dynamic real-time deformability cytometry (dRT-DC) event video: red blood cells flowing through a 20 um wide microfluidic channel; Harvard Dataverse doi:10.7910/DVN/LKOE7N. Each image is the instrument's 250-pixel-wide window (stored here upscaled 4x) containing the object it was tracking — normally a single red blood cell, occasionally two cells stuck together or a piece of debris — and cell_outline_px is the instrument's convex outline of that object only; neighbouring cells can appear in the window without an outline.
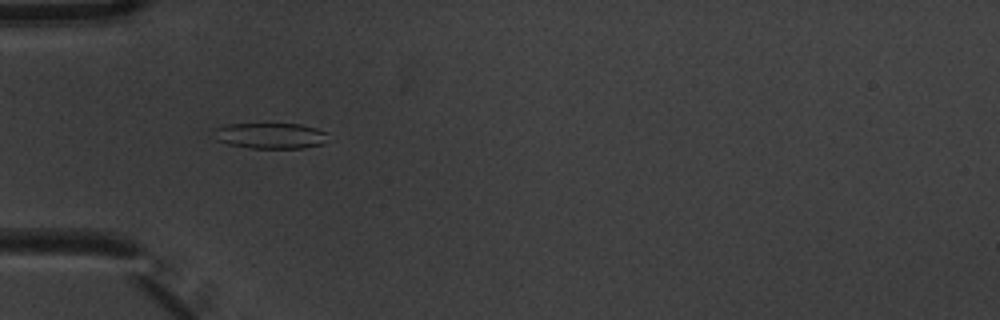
{"species": "common noctule bat (a hibernating species)", "species_latin": "Nyctalus noctula", "temperature_condition": "warm", "stored_images_in_passage": 6, "camera_frame_rate_fps": 3000, "um_per_image_px": 0.085, "animal": {"sex": "male", "body_mass_g": 20.1, "forearm_length_mm": 53.5}, "frame": {"image": 1, "passage_image": 3, "time_ms": 0.667, "image_size_px": [1000, 320], "cell_outline_px": [[328, 132], [324, 144], [304, 148], [248, 148], [228, 144], [216, 140], [212, 128], [228, 124], [300, 124], [316, 128]], "centroid_in_image_um": [22.97, 11.54], "position_along_channel_um": 62.0, "area_um2": 17.34}}
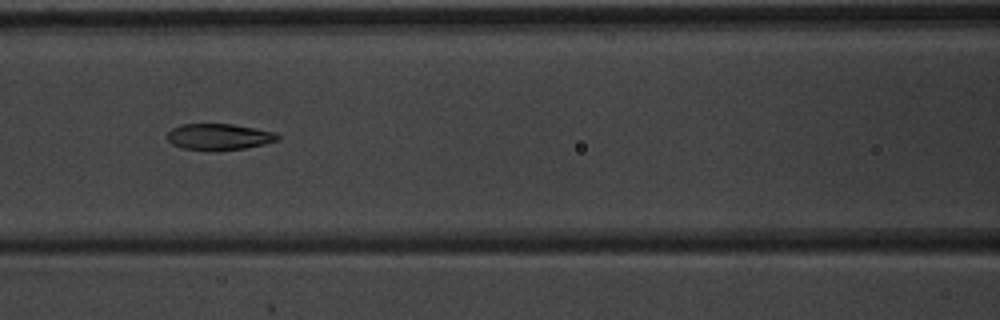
{"frame": {"image": 2, "passage_image": 5, "time_ms": 1.333, "image_size_px": [1000, 320], "cell_outline_px": [[280, 136], [276, 140], [264, 144], [244, 148], [216, 152], [180, 148], [172, 144], [168, 140], [168, 132], [172, 128], [180, 124], [232, 124], [276, 132]], "centroid_in_image_um": [18.58, 11.64], "position_along_channel_um": 148.0, "area_um2": 17.11}}
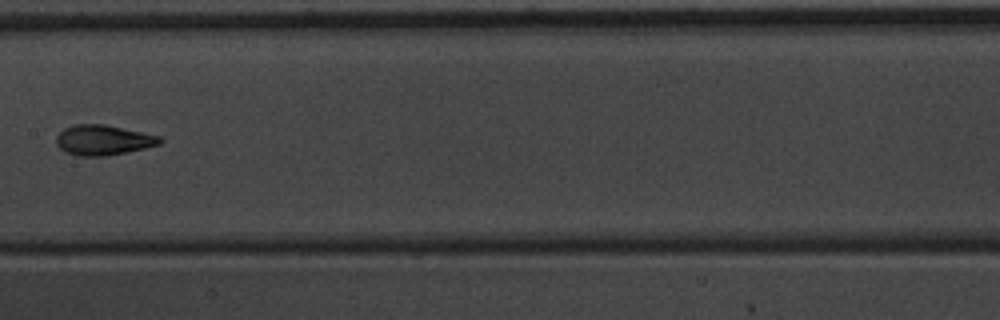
{"frame": {"image": 3, "passage_image": 6, "time_ms": 1.667, "image_size_px": [1000, 320], "cell_outline_px": [[164, 140], [160, 144], [144, 148], [108, 156], [76, 156], [64, 152], [56, 144], [56, 136], [64, 128], [76, 124], [104, 124], [160, 136]], "centroid_in_image_um": [8.75, 11.91], "position_along_channel_um": 198.6, "area_um2": 18.26}}